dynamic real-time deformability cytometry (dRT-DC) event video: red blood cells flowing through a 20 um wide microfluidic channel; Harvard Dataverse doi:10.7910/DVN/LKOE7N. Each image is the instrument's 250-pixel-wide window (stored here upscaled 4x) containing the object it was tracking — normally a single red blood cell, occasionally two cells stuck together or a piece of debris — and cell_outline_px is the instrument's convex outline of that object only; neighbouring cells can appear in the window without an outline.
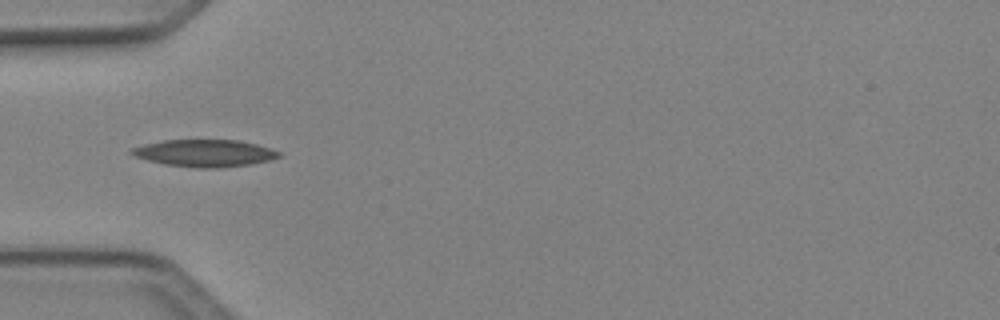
{"species": "Egyptian fruit bat (a non-hibernating species)", "species_latin": "Rousettus aegyptiacus", "temperature_condition": "cold", "stored_images_in_passage": 26, "camera_frame_rate_fps": 3000, "um_per_image_px": 0.085, "animal": {"sex": "female"}, "frame": {"image": 1, "passage_image": 1, "time_ms": 0.0, "image_size_px": [1000, 320], "cell_outline_px": [[284, 156], [272, 160], [252, 164], [220, 168], [196, 168], [164, 164], [148, 160], [136, 156], [128, 152], [132, 148], [144, 144], [164, 140], [240, 140], [256, 144], [280, 152]], "centroid_in_image_um": [17.44, 13.02], "position_along_channel_um": 67.6, "area_um2": 23.41}}
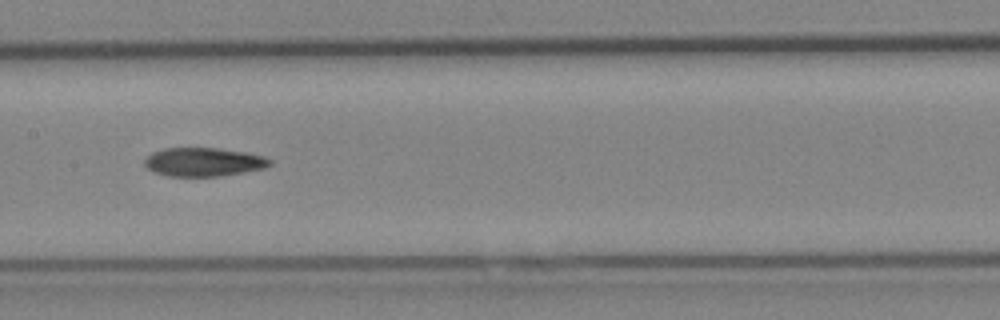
{"frame": {"image": 2, "passage_image": 10, "time_ms": 3.0, "image_size_px": [1000, 320], "cell_outline_px": [[272, 164], [264, 168], [244, 172], [220, 176], [168, 176], [152, 172], [144, 164], [144, 160], [152, 152], [164, 148], [220, 148], [248, 152], [264, 156], [272, 160]], "centroid_in_image_um": [17.32, 13.76], "position_along_channel_um": 190.1, "area_um2": 21.1}}
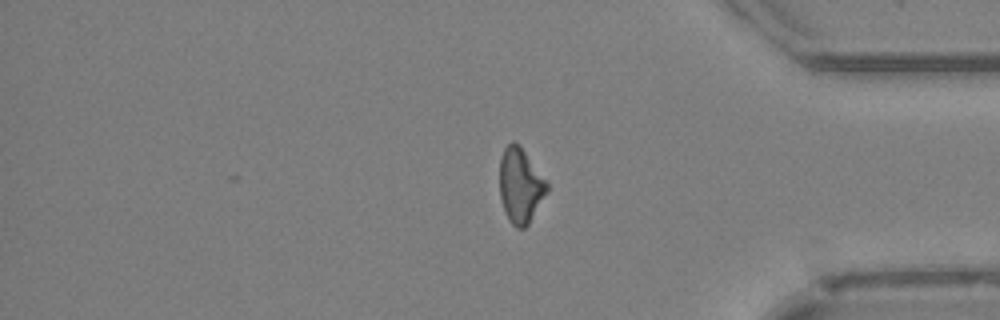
{"frame": {"image": 3, "passage_image": 26, "time_ms": 8.333, "image_size_px": [1000, 320], "cell_outline_px": [[548, 192], [528, 224], [524, 228], [516, 228], [512, 224], [504, 208], [500, 196], [500, 160], [504, 148], [512, 140], [520, 144], [548, 184]], "centroid_in_image_um": [44.24, 15.75], "position_along_channel_um": 391.0, "area_um2": 20.46}, "authors_computed_cell_mechanics": {"area_um2": 21.3571, "velocity_mm_per_s": 4.1119, "shape_relaxation_time_tau1_ms": 5.7862, "shape_relaxation_time_tau2_ms": null, "deformation_change_tau1": 0.1395, "deformation_change_tau2": null}}